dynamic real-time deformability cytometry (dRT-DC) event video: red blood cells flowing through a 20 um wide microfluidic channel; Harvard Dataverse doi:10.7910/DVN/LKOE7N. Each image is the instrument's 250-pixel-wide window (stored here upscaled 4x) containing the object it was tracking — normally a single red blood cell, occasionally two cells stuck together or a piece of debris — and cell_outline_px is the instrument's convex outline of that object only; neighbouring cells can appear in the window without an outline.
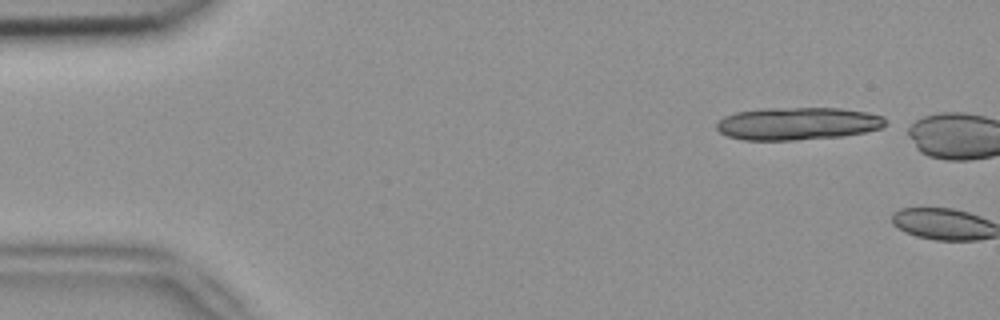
{"species": "common noctule bat (a hibernating species)", "species_latin": "Nyctalus noctula", "temperature_condition": "room temperature", "stored_images_in_passage": 2, "camera_frame_rate_fps": 3000, "um_per_image_px": 0.085, "animal": {"sex": "female", "body_mass_g": 18.4}, "frame": {"image": 1, "passage_image": 1, "time_ms": 0.0, "image_size_px": [1000, 320], "cell_outline_px": [[888, 124], [880, 128], [864, 132], [844, 136], [796, 140], [744, 140], [728, 136], [720, 132], [716, 128], [716, 124], [724, 116], [736, 112], [764, 108], [840, 108], [868, 112], [884, 116], [888, 120]], "centroid_in_image_um": [67.84, 10.5], "position_along_channel_um": 17.2, "area_um2": 32.37}}